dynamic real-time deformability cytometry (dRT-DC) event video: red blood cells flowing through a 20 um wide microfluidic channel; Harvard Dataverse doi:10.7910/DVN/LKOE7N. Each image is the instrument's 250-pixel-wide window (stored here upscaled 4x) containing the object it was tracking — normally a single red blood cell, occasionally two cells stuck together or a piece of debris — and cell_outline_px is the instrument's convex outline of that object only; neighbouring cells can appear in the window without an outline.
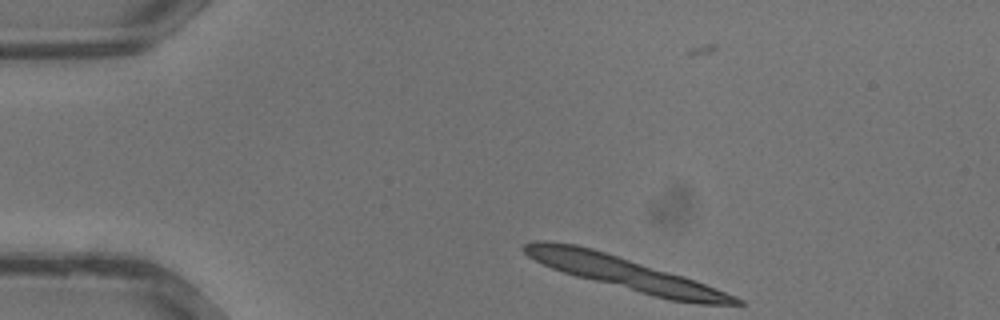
{"species": "common noctule bat (a hibernating species)", "species_latin": "Nyctalus noctula", "temperature_condition": "warm", "stored_images_in_passage": 5, "camera_frame_rate_fps": 3000, "um_per_image_px": 0.085, "animal": {"sex": "male", "body_mass_g": 13.3}, "frame": {"image": 1, "passage_image": 1, "time_ms": 0.0, "image_size_px": [1000, 320], "cell_outline_px": [[744, 304], [696, 304], [668, 300], [652, 296], [576, 276], [552, 268], [528, 256], [520, 248], [524, 244], [532, 240], [544, 240], [576, 244], [592, 248], [684, 276], [696, 280], [736, 296], [744, 300]], "centroid_in_image_um": [53.13, 23.23], "position_along_channel_um": 31.9, "area_um2": 40.17}}